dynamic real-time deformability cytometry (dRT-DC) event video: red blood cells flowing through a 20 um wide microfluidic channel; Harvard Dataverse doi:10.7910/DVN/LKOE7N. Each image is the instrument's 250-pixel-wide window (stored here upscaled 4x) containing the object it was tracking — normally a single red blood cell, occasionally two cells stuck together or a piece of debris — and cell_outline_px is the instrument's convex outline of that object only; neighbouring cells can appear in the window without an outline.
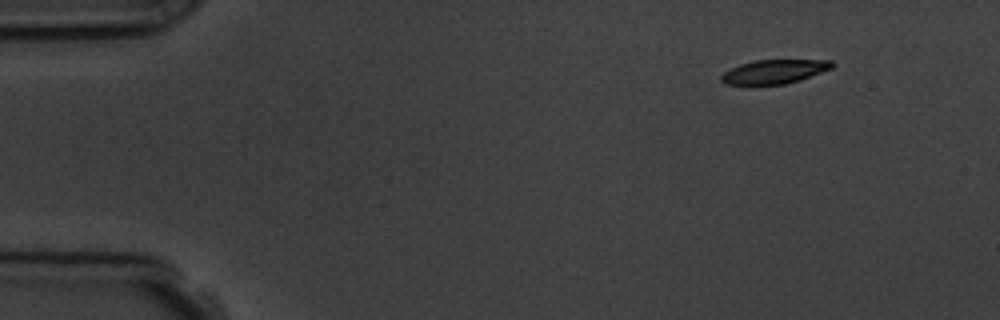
{"species": "common noctule bat (a hibernating species)", "species_latin": "Nyctalus noctula", "temperature_condition": "room temperature", "stored_images_in_passage": 4, "camera_frame_rate_fps": 3000, "um_per_image_px": 0.085, "animal": {"sex": "male", "body_mass_g": 19.5, "forearm_length_mm": 54.6}, "frame": {"image": 1, "passage_image": 1, "time_ms": 0.0, "image_size_px": [1000, 320], "cell_outline_px": [[836, 64], [832, 68], [800, 80], [784, 84], [724, 84], [720, 80], [720, 76], [724, 72], [740, 64], [756, 60], [832, 60]], "centroid_in_image_um": [65.83, 6.08], "position_along_channel_um": 19.2, "area_um2": 15.37}}
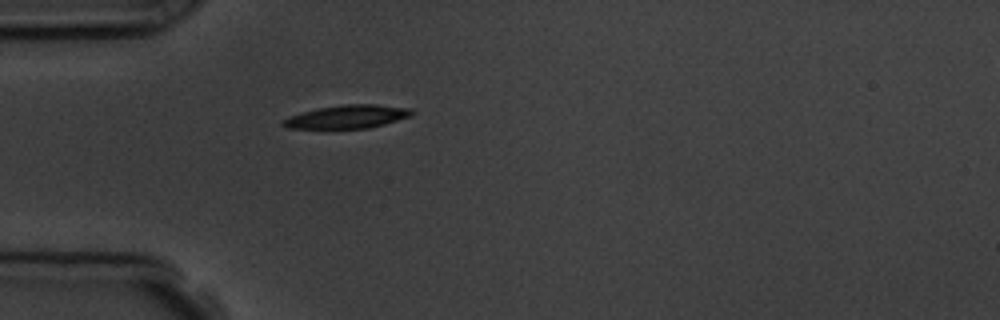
{"frame": {"image": 2, "passage_image": 4, "time_ms": 3.333, "image_size_px": [1000, 320], "cell_outline_px": [[416, 112], [412, 116], [384, 124], [368, 128], [288, 128], [280, 124], [288, 116], [300, 112], [320, 108], [344, 104], [376, 104], [412, 108]], "centroid_in_image_um": [29.57, 9.91], "position_along_channel_um": 55.4, "area_um2": 17.51}}